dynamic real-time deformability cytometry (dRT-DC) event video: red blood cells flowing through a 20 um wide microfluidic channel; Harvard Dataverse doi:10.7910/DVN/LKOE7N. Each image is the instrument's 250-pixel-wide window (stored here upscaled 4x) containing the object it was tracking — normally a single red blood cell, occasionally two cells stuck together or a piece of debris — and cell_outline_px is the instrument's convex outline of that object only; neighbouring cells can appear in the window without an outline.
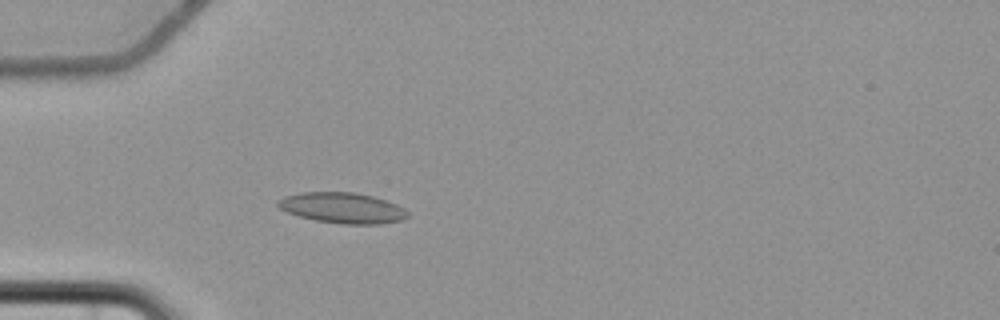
{"species": "common noctule bat (a hibernating species)", "species_latin": "Nyctalus noctula", "temperature_condition": "cold", "stored_images_in_passage": 5, "camera_frame_rate_fps": 3000, "um_per_image_px": 0.085, "animal": {"sex": "female", "body_mass_g": 22.7, "forearm_length_mm": 54.2}, "frame": {"image": 1, "passage_image": 5, "time_ms": 5.0, "image_size_px": [1000, 320], "cell_outline_px": [[408, 216], [404, 220], [380, 224], [344, 224], [316, 220], [300, 216], [288, 212], [280, 208], [276, 204], [276, 200], [284, 196], [300, 192], [356, 192], [372, 196], [396, 204], [404, 208], [408, 212]], "centroid_in_image_um": [29.11, 17.66], "position_along_channel_um": 55.9, "area_um2": 23.18}}